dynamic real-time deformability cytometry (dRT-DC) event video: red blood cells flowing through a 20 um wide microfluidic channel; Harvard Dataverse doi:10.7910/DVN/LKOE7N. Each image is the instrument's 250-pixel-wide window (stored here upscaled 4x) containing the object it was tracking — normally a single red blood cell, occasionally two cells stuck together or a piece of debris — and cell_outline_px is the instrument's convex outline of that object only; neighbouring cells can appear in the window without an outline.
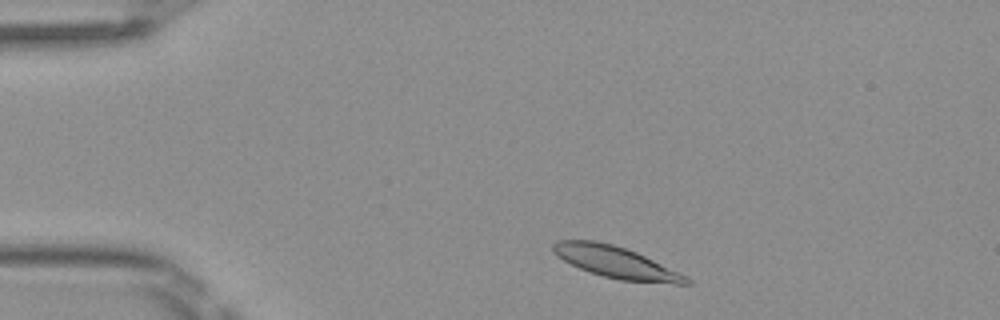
{"species": "Egyptian fruit bat (a non-hibernating species)", "species_latin": "Rousettus aegyptiacus", "temperature_condition": "room temperature", "stored_images_in_passage": 44, "camera_frame_rate_fps": 3000, "um_per_image_px": 0.085, "frame": {"image": 1, "passage_image": 3, "time_ms": 0.667, "image_size_px": [1000, 320], "cell_outline_px": [[692, 284], [676, 284], [620, 280], [604, 276], [580, 268], [556, 256], [552, 252], [552, 244], [556, 240], [596, 240], [612, 244], [636, 252], [692, 280]], "centroid_in_image_um": [52.29, 22.28], "position_along_channel_um": 32.7, "area_um2": 24.04}}
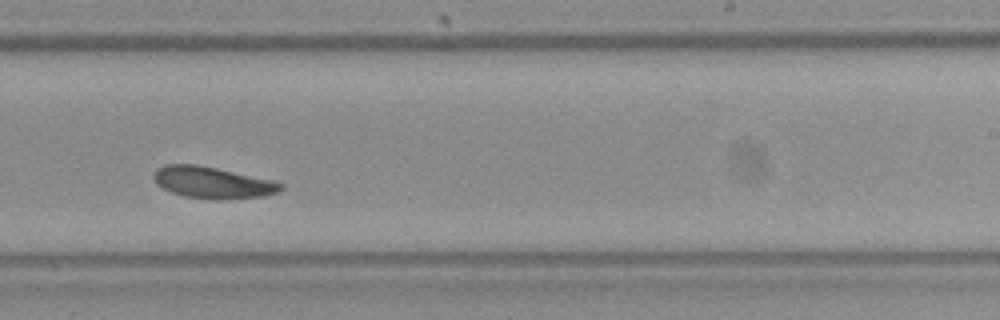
{"frame": {"image": 2, "passage_image": 25, "time_ms": 8.0, "image_size_px": [1000, 320], "cell_outline_px": [[284, 188], [276, 192], [264, 196], [228, 200], [212, 200], [184, 196], [172, 192], [156, 184], [152, 176], [156, 168], [164, 164], [196, 164], [216, 168], [272, 180], [284, 184]], "centroid_in_image_um": [18.05, 15.52], "position_along_channel_um": 271.0, "area_um2": 23.58}}
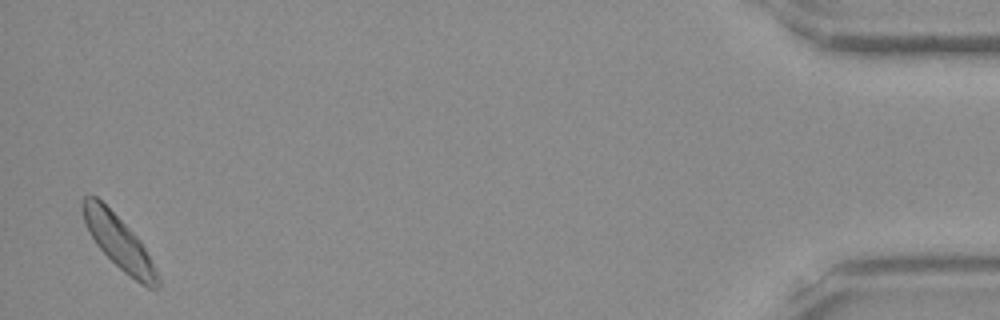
{"frame": {"image": 3, "passage_image": 43, "time_ms": 14.0, "image_size_px": [1000, 320], "cell_outline_px": [[160, 288], [148, 288], [140, 284], [128, 276], [96, 244], [84, 220], [80, 204], [80, 200], [84, 196], [96, 196], [140, 240], [156, 268], [160, 276]], "centroid_in_image_um": [10.13, 20.63], "position_along_channel_um": 425.1, "area_um2": 22.89}, "authors_computed_cell_mechanics": {"area_um2": 23.3223, "velocity_mm_per_s": 3.9763, "shape_relaxation_time_tau1_ms": 3.4753, "shape_relaxation_time_tau2_ms": null, "deformation_change_tau1": 0.1047, "deformation_change_tau2": null}}